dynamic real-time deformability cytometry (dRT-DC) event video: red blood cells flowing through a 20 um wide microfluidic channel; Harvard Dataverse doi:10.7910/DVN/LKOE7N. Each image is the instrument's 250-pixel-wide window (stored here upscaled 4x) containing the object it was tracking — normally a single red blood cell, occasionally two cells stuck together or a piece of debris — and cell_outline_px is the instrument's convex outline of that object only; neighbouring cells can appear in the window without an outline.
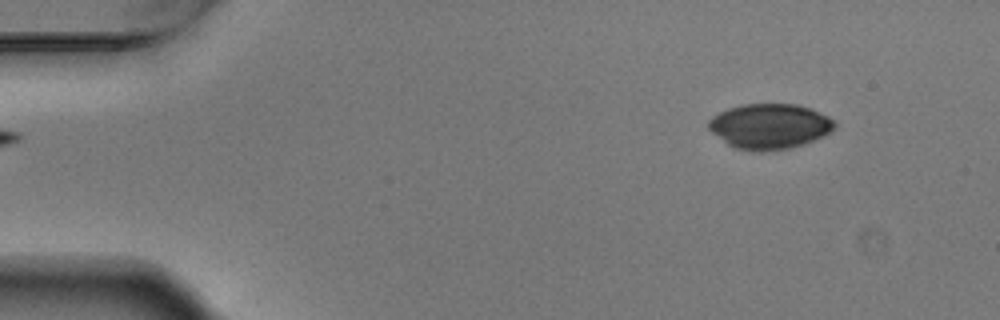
{"species": "Egyptian fruit bat (a non-hibernating species)", "species_latin": "Rousettus aegyptiacus", "temperature_condition": "warm", "stored_images_in_passage": 6, "segment_of_instrument_passage": [2, 2], "camera_frame_rate_fps": 3000, "um_per_image_px": 0.085, "animal": {"sex": "male"}, "frame": {"image": 1, "passage_image": 6, "time_ms": 1.667, "image_size_px": [1000, 320], "cell_outline_px": [[836, 128], [824, 136], [788, 148], [760, 152], [752, 152], [736, 148], [728, 144], [712, 132], [708, 128], [708, 120], [712, 116], [728, 108], [744, 104], [796, 104], [812, 108], [828, 116], [836, 124]], "centroid_in_image_um": [65.41, 10.73], "position_along_channel_um": 19.6, "area_um2": 33.18}}